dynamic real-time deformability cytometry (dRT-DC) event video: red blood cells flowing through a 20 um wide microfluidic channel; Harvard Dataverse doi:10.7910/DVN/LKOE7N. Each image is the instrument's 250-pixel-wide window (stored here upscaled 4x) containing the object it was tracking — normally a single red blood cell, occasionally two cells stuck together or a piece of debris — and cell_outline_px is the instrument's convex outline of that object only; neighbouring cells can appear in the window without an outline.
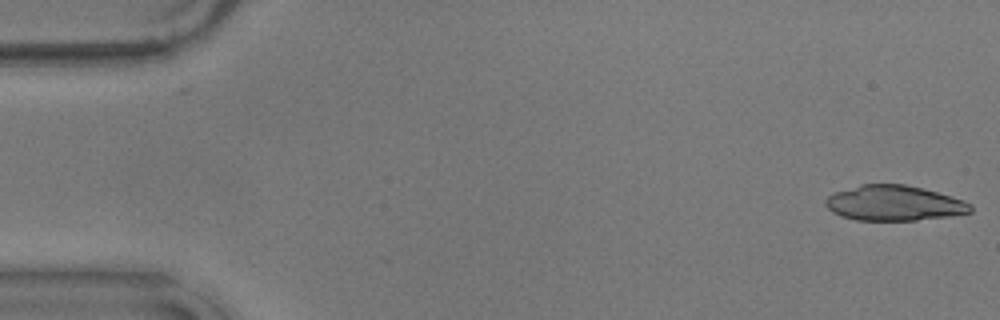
{"species": "common noctule bat (a hibernating species)", "species_latin": "Nyctalus noctula", "temperature_condition": "warm", "stored_images_in_passage": 3, "camera_frame_rate_fps": 3000, "um_per_image_px": 0.085, "animal": {"sex": "male", "body_mass_g": 17.9}, "frame": {"image": 1, "passage_image": 1, "time_ms": 0.0, "image_size_px": [1000, 320], "cell_outline_px": [[972, 212], [952, 216], [916, 220], [856, 220], [840, 216], [832, 212], [824, 204], [824, 200], [828, 196], [836, 192], [860, 184], [904, 184], [952, 196], [964, 200], [972, 204]], "centroid_in_image_um": [76.0, 17.27], "position_along_channel_um": 9.0, "area_um2": 29.82}}